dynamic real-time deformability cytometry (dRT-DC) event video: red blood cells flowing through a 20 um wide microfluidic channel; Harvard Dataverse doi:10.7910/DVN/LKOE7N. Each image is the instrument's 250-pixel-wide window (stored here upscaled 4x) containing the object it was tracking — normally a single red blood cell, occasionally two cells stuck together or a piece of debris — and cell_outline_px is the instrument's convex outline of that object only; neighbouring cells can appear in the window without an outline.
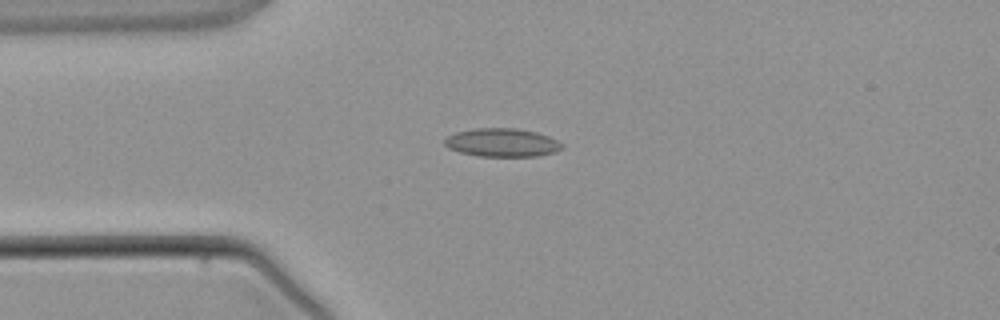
{"species": "common noctule bat (a hibernating species)", "species_latin": "Nyctalus noctula", "temperature_condition": "warm", "stored_images_in_passage": 1, "camera_frame_rate_fps": 3000, "um_per_image_px": 0.085, "animal": {"sex": "male", "body_mass_g": 21.5, "forearm_length_mm": 52.0}, "frame": {"image": 1, "passage_image": 1, "time_ms": 0.0, "image_size_px": [1000, 320], "cell_outline_px": [[564, 148], [556, 152], [536, 156], [480, 156], [460, 152], [448, 148], [444, 144], [444, 140], [448, 136], [456, 132], [472, 128], [516, 128], [536, 132], [548, 136], [564, 144]], "centroid_in_image_um": [42.69, 12.11], "position_along_channel_um": 42.3, "area_um2": 19.48}}